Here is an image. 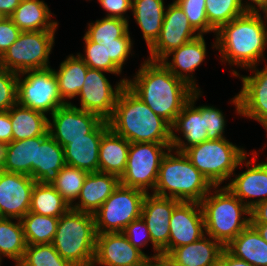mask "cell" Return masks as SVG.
<instances>
[{"label":"cell","mask_w":267,"mask_h":266,"mask_svg":"<svg viewBox=\"0 0 267 266\" xmlns=\"http://www.w3.org/2000/svg\"><path fill=\"white\" fill-rule=\"evenodd\" d=\"M245 13L240 0H206L208 23L216 32Z\"/></svg>","instance_id":"obj_37"},{"label":"cell","mask_w":267,"mask_h":266,"mask_svg":"<svg viewBox=\"0 0 267 266\" xmlns=\"http://www.w3.org/2000/svg\"><path fill=\"white\" fill-rule=\"evenodd\" d=\"M25 76L24 78L20 77ZM17 103L23 107L53 114L66 103L60 97L57 78L52 68L27 70L18 74Z\"/></svg>","instance_id":"obj_11"},{"label":"cell","mask_w":267,"mask_h":266,"mask_svg":"<svg viewBox=\"0 0 267 266\" xmlns=\"http://www.w3.org/2000/svg\"><path fill=\"white\" fill-rule=\"evenodd\" d=\"M159 266H171V265L164 259H159Z\"/></svg>","instance_id":"obj_56"},{"label":"cell","mask_w":267,"mask_h":266,"mask_svg":"<svg viewBox=\"0 0 267 266\" xmlns=\"http://www.w3.org/2000/svg\"><path fill=\"white\" fill-rule=\"evenodd\" d=\"M65 165L64 148L50 135L37 144L36 182L52 185Z\"/></svg>","instance_id":"obj_30"},{"label":"cell","mask_w":267,"mask_h":266,"mask_svg":"<svg viewBox=\"0 0 267 266\" xmlns=\"http://www.w3.org/2000/svg\"><path fill=\"white\" fill-rule=\"evenodd\" d=\"M187 16L190 25L200 34L216 31L209 25L206 15V0H174Z\"/></svg>","instance_id":"obj_41"},{"label":"cell","mask_w":267,"mask_h":266,"mask_svg":"<svg viewBox=\"0 0 267 266\" xmlns=\"http://www.w3.org/2000/svg\"><path fill=\"white\" fill-rule=\"evenodd\" d=\"M35 183L29 175L0 171V211L3 218L21 220L29 212Z\"/></svg>","instance_id":"obj_17"},{"label":"cell","mask_w":267,"mask_h":266,"mask_svg":"<svg viewBox=\"0 0 267 266\" xmlns=\"http://www.w3.org/2000/svg\"><path fill=\"white\" fill-rule=\"evenodd\" d=\"M169 227L168 255L175 248L201 239L206 233L200 203L181 201L174 208Z\"/></svg>","instance_id":"obj_18"},{"label":"cell","mask_w":267,"mask_h":266,"mask_svg":"<svg viewBox=\"0 0 267 266\" xmlns=\"http://www.w3.org/2000/svg\"><path fill=\"white\" fill-rule=\"evenodd\" d=\"M70 208V205L67 204L52 185L35 183L29 212L60 218Z\"/></svg>","instance_id":"obj_33"},{"label":"cell","mask_w":267,"mask_h":266,"mask_svg":"<svg viewBox=\"0 0 267 266\" xmlns=\"http://www.w3.org/2000/svg\"><path fill=\"white\" fill-rule=\"evenodd\" d=\"M148 266H159V259L151 261Z\"/></svg>","instance_id":"obj_57"},{"label":"cell","mask_w":267,"mask_h":266,"mask_svg":"<svg viewBox=\"0 0 267 266\" xmlns=\"http://www.w3.org/2000/svg\"><path fill=\"white\" fill-rule=\"evenodd\" d=\"M219 188L220 186H213L202 199L200 205L206 235L211 236L226 247L251 224V209L242 203L226 186ZM246 215L249 217H246Z\"/></svg>","instance_id":"obj_4"},{"label":"cell","mask_w":267,"mask_h":266,"mask_svg":"<svg viewBox=\"0 0 267 266\" xmlns=\"http://www.w3.org/2000/svg\"><path fill=\"white\" fill-rule=\"evenodd\" d=\"M166 7L163 0H132V14L141 29L148 49L158 39Z\"/></svg>","instance_id":"obj_27"},{"label":"cell","mask_w":267,"mask_h":266,"mask_svg":"<svg viewBox=\"0 0 267 266\" xmlns=\"http://www.w3.org/2000/svg\"><path fill=\"white\" fill-rule=\"evenodd\" d=\"M98 2L107 11L106 17L128 21L124 14L132 10V0H98Z\"/></svg>","instance_id":"obj_47"},{"label":"cell","mask_w":267,"mask_h":266,"mask_svg":"<svg viewBox=\"0 0 267 266\" xmlns=\"http://www.w3.org/2000/svg\"><path fill=\"white\" fill-rule=\"evenodd\" d=\"M119 184L120 178L116 175L102 172L88 173L77 198L79 201L73 203L71 209L94 215Z\"/></svg>","instance_id":"obj_24"},{"label":"cell","mask_w":267,"mask_h":266,"mask_svg":"<svg viewBox=\"0 0 267 266\" xmlns=\"http://www.w3.org/2000/svg\"><path fill=\"white\" fill-rule=\"evenodd\" d=\"M225 248L253 266H267V243L251 224Z\"/></svg>","instance_id":"obj_31"},{"label":"cell","mask_w":267,"mask_h":266,"mask_svg":"<svg viewBox=\"0 0 267 266\" xmlns=\"http://www.w3.org/2000/svg\"><path fill=\"white\" fill-rule=\"evenodd\" d=\"M201 91H195L189 98V101L183 106L182 111L176 117L171 125V144L172 149L178 152H184L191 146L202 143L207 140V129L205 117L195 107V102L201 97ZM174 131L182 133L184 140L177 136Z\"/></svg>","instance_id":"obj_19"},{"label":"cell","mask_w":267,"mask_h":266,"mask_svg":"<svg viewBox=\"0 0 267 266\" xmlns=\"http://www.w3.org/2000/svg\"><path fill=\"white\" fill-rule=\"evenodd\" d=\"M12 124L8 111H0V142H12Z\"/></svg>","instance_id":"obj_48"},{"label":"cell","mask_w":267,"mask_h":266,"mask_svg":"<svg viewBox=\"0 0 267 266\" xmlns=\"http://www.w3.org/2000/svg\"><path fill=\"white\" fill-rule=\"evenodd\" d=\"M22 260L29 266H73L58 254L52 243L27 245Z\"/></svg>","instance_id":"obj_40"},{"label":"cell","mask_w":267,"mask_h":266,"mask_svg":"<svg viewBox=\"0 0 267 266\" xmlns=\"http://www.w3.org/2000/svg\"><path fill=\"white\" fill-rule=\"evenodd\" d=\"M9 18L21 31H56L58 28L43 0H21Z\"/></svg>","instance_id":"obj_26"},{"label":"cell","mask_w":267,"mask_h":266,"mask_svg":"<svg viewBox=\"0 0 267 266\" xmlns=\"http://www.w3.org/2000/svg\"><path fill=\"white\" fill-rule=\"evenodd\" d=\"M224 246L211 236L175 248L164 260L171 266H217Z\"/></svg>","instance_id":"obj_23"},{"label":"cell","mask_w":267,"mask_h":266,"mask_svg":"<svg viewBox=\"0 0 267 266\" xmlns=\"http://www.w3.org/2000/svg\"><path fill=\"white\" fill-rule=\"evenodd\" d=\"M200 34L190 25L187 16L173 1L166 7L161 32L149 48L148 60L162 61L168 53L192 41Z\"/></svg>","instance_id":"obj_15"},{"label":"cell","mask_w":267,"mask_h":266,"mask_svg":"<svg viewBox=\"0 0 267 266\" xmlns=\"http://www.w3.org/2000/svg\"><path fill=\"white\" fill-rule=\"evenodd\" d=\"M99 44L106 46L107 72L120 75L133 46L129 30L121 38L109 42L102 41Z\"/></svg>","instance_id":"obj_39"},{"label":"cell","mask_w":267,"mask_h":266,"mask_svg":"<svg viewBox=\"0 0 267 266\" xmlns=\"http://www.w3.org/2000/svg\"><path fill=\"white\" fill-rule=\"evenodd\" d=\"M6 17L0 12V22L4 20Z\"/></svg>","instance_id":"obj_58"},{"label":"cell","mask_w":267,"mask_h":266,"mask_svg":"<svg viewBox=\"0 0 267 266\" xmlns=\"http://www.w3.org/2000/svg\"><path fill=\"white\" fill-rule=\"evenodd\" d=\"M205 117L206 129H207V140H218L226 138L224 136V130L226 126V119L223 112L213 106H198L196 107Z\"/></svg>","instance_id":"obj_43"},{"label":"cell","mask_w":267,"mask_h":266,"mask_svg":"<svg viewBox=\"0 0 267 266\" xmlns=\"http://www.w3.org/2000/svg\"><path fill=\"white\" fill-rule=\"evenodd\" d=\"M130 142L109 128L102 136L99 147V172L119 178L125 171Z\"/></svg>","instance_id":"obj_25"},{"label":"cell","mask_w":267,"mask_h":266,"mask_svg":"<svg viewBox=\"0 0 267 266\" xmlns=\"http://www.w3.org/2000/svg\"><path fill=\"white\" fill-rule=\"evenodd\" d=\"M251 224H267V200L251 209Z\"/></svg>","instance_id":"obj_49"},{"label":"cell","mask_w":267,"mask_h":266,"mask_svg":"<svg viewBox=\"0 0 267 266\" xmlns=\"http://www.w3.org/2000/svg\"><path fill=\"white\" fill-rule=\"evenodd\" d=\"M8 155V143L0 142V171H5Z\"/></svg>","instance_id":"obj_53"},{"label":"cell","mask_w":267,"mask_h":266,"mask_svg":"<svg viewBox=\"0 0 267 266\" xmlns=\"http://www.w3.org/2000/svg\"><path fill=\"white\" fill-rule=\"evenodd\" d=\"M183 153L212 186H220L224 180L235 176V169L244 165L247 155L243 147L236 146L226 138L203 141Z\"/></svg>","instance_id":"obj_7"},{"label":"cell","mask_w":267,"mask_h":266,"mask_svg":"<svg viewBox=\"0 0 267 266\" xmlns=\"http://www.w3.org/2000/svg\"><path fill=\"white\" fill-rule=\"evenodd\" d=\"M103 70L88 68L84 85L79 92V109L91 112L108 121L115 109L118 95L126 85L128 78L120 79L115 87L110 84Z\"/></svg>","instance_id":"obj_12"},{"label":"cell","mask_w":267,"mask_h":266,"mask_svg":"<svg viewBox=\"0 0 267 266\" xmlns=\"http://www.w3.org/2000/svg\"><path fill=\"white\" fill-rule=\"evenodd\" d=\"M251 225L257 230L261 238L267 243V224H251Z\"/></svg>","instance_id":"obj_54"},{"label":"cell","mask_w":267,"mask_h":266,"mask_svg":"<svg viewBox=\"0 0 267 266\" xmlns=\"http://www.w3.org/2000/svg\"><path fill=\"white\" fill-rule=\"evenodd\" d=\"M110 128L108 121L104 120L86 138L71 140L65 145L64 160L66 165L87 171L99 172V147L103 134Z\"/></svg>","instance_id":"obj_22"},{"label":"cell","mask_w":267,"mask_h":266,"mask_svg":"<svg viewBox=\"0 0 267 266\" xmlns=\"http://www.w3.org/2000/svg\"><path fill=\"white\" fill-rule=\"evenodd\" d=\"M172 152L170 148L161 160L153 194L200 203L213 186L183 152Z\"/></svg>","instance_id":"obj_5"},{"label":"cell","mask_w":267,"mask_h":266,"mask_svg":"<svg viewBox=\"0 0 267 266\" xmlns=\"http://www.w3.org/2000/svg\"><path fill=\"white\" fill-rule=\"evenodd\" d=\"M153 256L130 244L121 233H102L96 235L95 258L92 266H148Z\"/></svg>","instance_id":"obj_16"},{"label":"cell","mask_w":267,"mask_h":266,"mask_svg":"<svg viewBox=\"0 0 267 266\" xmlns=\"http://www.w3.org/2000/svg\"><path fill=\"white\" fill-rule=\"evenodd\" d=\"M121 233L127 237L132 246L140 251L148 244V241L152 244L150 232L142 217L133 220Z\"/></svg>","instance_id":"obj_45"},{"label":"cell","mask_w":267,"mask_h":266,"mask_svg":"<svg viewBox=\"0 0 267 266\" xmlns=\"http://www.w3.org/2000/svg\"><path fill=\"white\" fill-rule=\"evenodd\" d=\"M145 195L146 192L140 189L119 184L94 213L96 233L122 232L133 220L141 217Z\"/></svg>","instance_id":"obj_9"},{"label":"cell","mask_w":267,"mask_h":266,"mask_svg":"<svg viewBox=\"0 0 267 266\" xmlns=\"http://www.w3.org/2000/svg\"><path fill=\"white\" fill-rule=\"evenodd\" d=\"M21 32L10 18L0 22V57L18 39Z\"/></svg>","instance_id":"obj_46"},{"label":"cell","mask_w":267,"mask_h":266,"mask_svg":"<svg viewBox=\"0 0 267 266\" xmlns=\"http://www.w3.org/2000/svg\"><path fill=\"white\" fill-rule=\"evenodd\" d=\"M88 68L78 54L76 56L72 54L60 63L58 70L53 69L57 78L60 97L65 103H71L66 99L78 97L84 85Z\"/></svg>","instance_id":"obj_32"},{"label":"cell","mask_w":267,"mask_h":266,"mask_svg":"<svg viewBox=\"0 0 267 266\" xmlns=\"http://www.w3.org/2000/svg\"><path fill=\"white\" fill-rule=\"evenodd\" d=\"M133 77L132 80L127 79L126 86L170 125L195 92L161 61L144 60Z\"/></svg>","instance_id":"obj_2"},{"label":"cell","mask_w":267,"mask_h":266,"mask_svg":"<svg viewBox=\"0 0 267 266\" xmlns=\"http://www.w3.org/2000/svg\"><path fill=\"white\" fill-rule=\"evenodd\" d=\"M14 262H16L15 263L16 266H29L22 259L21 260L14 261Z\"/></svg>","instance_id":"obj_55"},{"label":"cell","mask_w":267,"mask_h":266,"mask_svg":"<svg viewBox=\"0 0 267 266\" xmlns=\"http://www.w3.org/2000/svg\"><path fill=\"white\" fill-rule=\"evenodd\" d=\"M96 235L94 215L70 208L59 218L52 245L73 266H92Z\"/></svg>","instance_id":"obj_6"},{"label":"cell","mask_w":267,"mask_h":266,"mask_svg":"<svg viewBox=\"0 0 267 266\" xmlns=\"http://www.w3.org/2000/svg\"><path fill=\"white\" fill-rule=\"evenodd\" d=\"M21 0H0V12L9 18L20 5Z\"/></svg>","instance_id":"obj_52"},{"label":"cell","mask_w":267,"mask_h":266,"mask_svg":"<svg viewBox=\"0 0 267 266\" xmlns=\"http://www.w3.org/2000/svg\"><path fill=\"white\" fill-rule=\"evenodd\" d=\"M217 266H253L243 259L233 256L226 248L222 251Z\"/></svg>","instance_id":"obj_50"},{"label":"cell","mask_w":267,"mask_h":266,"mask_svg":"<svg viewBox=\"0 0 267 266\" xmlns=\"http://www.w3.org/2000/svg\"><path fill=\"white\" fill-rule=\"evenodd\" d=\"M48 119L49 135L62 147L71 140L86 138L104 120L97 114L79 109L72 103L60 106Z\"/></svg>","instance_id":"obj_14"},{"label":"cell","mask_w":267,"mask_h":266,"mask_svg":"<svg viewBox=\"0 0 267 266\" xmlns=\"http://www.w3.org/2000/svg\"><path fill=\"white\" fill-rule=\"evenodd\" d=\"M181 201L174 198L162 197L146 193L141 217L150 232L154 249L153 260L165 259L168 256L170 238V218L174 208Z\"/></svg>","instance_id":"obj_13"},{"label":"cell","mask_w":267,"mask_h":266,"mask_svg":"<svg viewBox=\"0 0 267 266\" xmlns=\"http://www.w3.org/2000/svg\"><path fill=\"white\" fill-rule=\"evenodd\" d=\"M261 13L246 12L223 25L217 32L213 48L219 51L221 62L253 70L252 76L241 75L242 89L232 98L236 113L260 123L267 132V65L256 69L265 58L267 26ZM226 61V62H225Z\"/></svg>","instance_id":"obj_1"},{"label":"cell","mask_w":267,"mask_h":266,"mask_svg":"<svg viewBox=\"0 0 267 266\" xmlns=\"http://www.w3.org/2000/svg\"><path fill=\"white\" fill-rule=\"evenodd\" d=\"M251 154H254L252 160L246 161L247 155L244 157V162L248 169L239 173L238 176L236 174L235 178L225 185L250 209L258 203L267 200V162L256 163V151H253ZM254 163L255 165H253ZM256 197L257 199H251ZM249 199L251 200L249 201Z\"/></svg>","instance_id":"obj_20"},{"label":"cell","mask_w":267,"mask_h":266,"mask_svg":"<svg viewBox=\"0 0 267 266\" xmlns=\"http://www.w3.org/2000/svg\"><path fill=\"white\" fill-rule=\"evenodd\" d=\"M129 21L104 17L101 20L88 23V29L85 35L93 42H109L121 38L129 30Z\"/></svg>","instance_id":"obj_38"},{"label":"cell","mask_w":267,"mask_h":266,"mask_svg":"<svg viewBox=\"0 0 267 266\" xmlns=\"http://www.w3.org/2000/svg\"><path fill=\"white\" fill-rule=\"evenodd\" d=\"M83 40L85 42V56L78 53L79 57L89 68L107 72L106 46L91 41L86 35H84Z\"/></svg>","instance_id":"obj_44"},{"label":"cell","mask_w":267,"mask_h":266,"mask_svg":"<svg viewBox=\"0 0 267 266\" xmlns=\"http://www.w3.org/2000/svg\"><path fill=\"white\" fill-rule=\"evenodd\" d=\"M3 218V215H2V213H1V211H0V219H2Z\"/></svg>","instance_id":"obj_59"},{"label":"cell","mask_w":267,"mask_h":266,"mask_svg":"<svg viewBox=\"0 0 267 266\" xmlns=\"http://www.w3.org/2000/svg\"><path fill=\"white\" fill-rule=\"evenodd\" d=\"M249 1H250L249 3H247L248 0L246 3H244L243 0H240L241 6L245 10V12L259 13L260 10H262L263 14L265 15V17L263 18L267 21V0H249Z\"/></svg>","instance_id":"obj_51"},{"label":"cell","mask_w":267,"mask_h":266,"mask_svg":"<svg viewBox=\"0 0 267 266\" xmlns=\"http://www.w3.org/2000/svg\"><path fill=\"white\" fill-rule=\"evenodd\" d=\"M18 73L0 67V111H8L17 104Z\"/></svg>","instance_id":"obj_42"},{"label":"cell","mask_w":267,"mask_h":266,"mask_svg":"<svg viewBox=\"0 0 267 266\" xmlns=\"http://www.w3.org/2000/svg\"><path fill=\"white\" fill-rule=\"evenodd\" d=\"M48 135L47 131L43 136L8 143L5 171L29 175L36 181L37 144Z\"/></svg>","instance_id":"obj_28"},{"label":"cell","mask_w":267,"mask_h":266,"mask_svg":"<svg viewBox=\"0 0 267 266\" xmlns=\"http://www.w3.org/2000/svg\"><path fill=\"white\" fill-rule=\"evenodd\" d=\"M13 218L0 219V261L8 257L14 261L21 260L26 250V240L20 220ZM3 256V257H2Z\"/></svg>","instance_id":"obj_34"},{"label":"cell","mask_w":267,"mask_h":266,"mask_svg":"<svg viewBox=\"0 0 267 266\" xmlns=\"http://www.w3.org/2000/svg\"><path fill=\"white\" fill-rule=\"evenodd\" d=\"M206 51L204 36L200 35L179 48L172 50L161 63L195 91H200L201 89L198 88L194 75L192 74L205 60L207 55ZM170 56H172L171 62L168 60Z\"/></svg>","instance_id":"obj_21"},{"label":"cell","mask_w":267,"mask_h":266,"mask_svg":"<svg viewBox=\"0 0 267 266\" xmlns=\"http://www.w3.org/2000/svg\"><path fill=\"white\" fill-rule=\"evenodd\" d=\"M12 141L43 136L48 131V117L44 113L23 107L18 103L9 110Z\"/></svg>","instance_id":"obj_29"},{"label":"cell","mask_w":267,"mask_h":266,"mask_svg":"<svg viewBox=\"0 0 267 266\" xmlns=\"http://www.w3.org/2000/svg\"><path fill=\"white\" fill-rule=\"evenodd\" d=\"M110 128L130 143L171 144V125L126 85L118 95Z\"/></svg>","instance_id":"obj_3"},{"label":"cell","mask_w":267,"mask_h":266,"mask_svg":"<svg viewBox=\"0 0 267 266\" xmlns=\"http://www.w3.org/2000/svg\"><path fill=\"white\" fill-rule=\"evenodd\" d=\"M56 31H22L0 57V67L15 73L51 68L49 55Z\"/></svg>","instance_id":"obj_8"},{"label":"cell","mask_w":267,"mask_h":266,"mask_svg":"<svg viewBox=\"0 0 267 266\" xmlns=\"http://www.w3.org/2000/svg\"><path fill=\"white\" fill-rule=\"evenodd\" d=\"M20 221L27 245L53 242L59 218L28 212Z\"/></svg>","instance_id":"obj_35"},{"label":"cell","mask_w":267,"mask_h":266,"mask_svg":"<svg viewBox=\"0 0 267 266\" xmlns=\"http://www.w3.org/2000/svg\"><path fill=\"white\" fill-rule=\"evenodd\" d=\"M172 144L130 143L125 171L120 177V184L140 189L146 193L157 183L160 163Z\"/></svg>","instance_id":"obj_10"},{"label":"cell","mask_w":267,"mask_h":266,"mask_svg":"<svg viewBox=\"0 0 267 266\" xmlns=\"http://www.w3.org/2000/svg\"><path fill=\"white\" fill-rule=\"evenodd\" d=\"M88 172L76 167L65 165L59 172L52 186L70 207L76 203Z\"/></svg>","instance_id":"obj_36"}]
</instances>
